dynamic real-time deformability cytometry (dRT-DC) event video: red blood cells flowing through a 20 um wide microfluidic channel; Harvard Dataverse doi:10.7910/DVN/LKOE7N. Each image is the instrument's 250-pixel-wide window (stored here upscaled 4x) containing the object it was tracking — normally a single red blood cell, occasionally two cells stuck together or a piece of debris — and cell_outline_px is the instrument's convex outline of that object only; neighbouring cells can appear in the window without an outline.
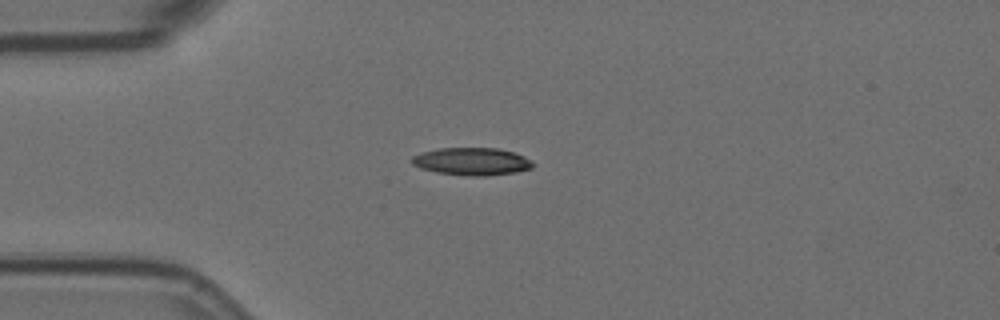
{"species": "Egyptian fruit bat (a non-hibernating species)", "species_latin": "Rousettus aegyptiacus", "temperature_condition": "room temperature", "stored_images_in_passage": 1, "camera_frame_rate_fps": 3000, "um_per_image_px": 0.085, "animal": {"sex": "female"}, "frame": {"image": 1, "passage_image": 1, "time_ms": 0.0, "image_size_px": [1000, 320], "cell_outline_px": [[532, 168], [516, 172], [484, 176], [468, 176], [436, 172], [420, 168], [412, 164], [412, 156], [420, 152], [440, 148], [496, 148], [516, 152], [532, 160]], "centroid_in_image_um": [40.1, 13.72], "position_along_channel_um": 44.9, "area_um2": 19.54}}